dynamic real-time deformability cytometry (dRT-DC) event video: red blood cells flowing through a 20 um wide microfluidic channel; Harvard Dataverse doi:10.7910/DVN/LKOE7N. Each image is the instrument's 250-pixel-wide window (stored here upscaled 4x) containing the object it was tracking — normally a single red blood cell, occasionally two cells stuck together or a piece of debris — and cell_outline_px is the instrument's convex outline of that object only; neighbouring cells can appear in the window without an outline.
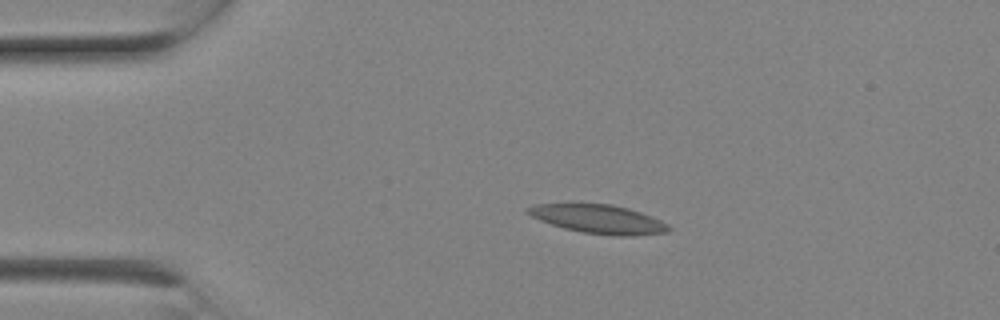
{"species": "Egyptian fruit bat (a non-hibernating species)", "species_latin": "Rousettus aegyptiacus", "temperature_condition": "room temperature", "stored_images_in_passage": 4, "camera_frame_rate_fps": 3000, "um_per_image_px": 0.085, "animal": {"sex": "female"}, "frame": {"image": 1, "passage_image": 1, "time_ms": 0.0, "image_size_px": [1000, 320], "cell_outline_px": [[672, 228], [668, 232], [632, 236], [616, 236], [584, 232], [564, 228], [540, 220], [524, 212], [524, 208], [532, 204], [572, 200], [612, 204], [628, 208], [652, 216], [668, 224]], "centroid_in_image_um": [50.77, 18.55], "position_along_channel_um": 34.2, "area_um2": 24.74}}
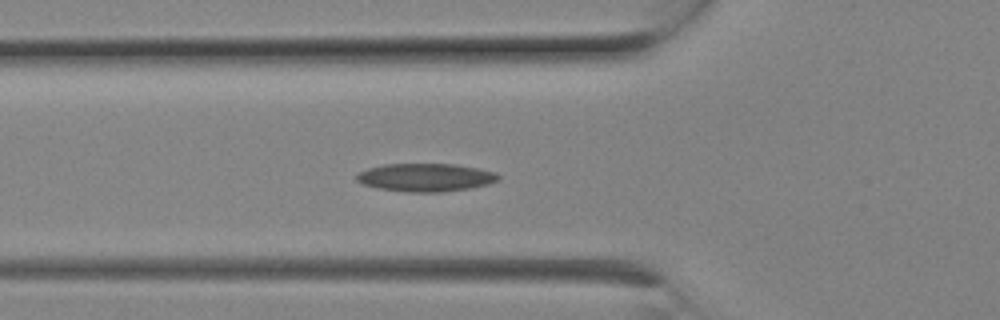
{"frame": {"image": 2, "passage_image": 4, "time_ms": 1.0, "image_size_px": [1000, 320], "cell_outline_px": [[500, 176], [496, 180], [488, 184], [468, 188], [440, 192], [408, 192], [380, 188], [364, 184], [356, 180], [356, 176], [360, 172], [368, 168], [384, 164], [456, 164], [496, 172]], "centroid_in_image_um": [36.17, 15.07], "position_along_channel_um": 89.6, "area_um2": 22.89}}